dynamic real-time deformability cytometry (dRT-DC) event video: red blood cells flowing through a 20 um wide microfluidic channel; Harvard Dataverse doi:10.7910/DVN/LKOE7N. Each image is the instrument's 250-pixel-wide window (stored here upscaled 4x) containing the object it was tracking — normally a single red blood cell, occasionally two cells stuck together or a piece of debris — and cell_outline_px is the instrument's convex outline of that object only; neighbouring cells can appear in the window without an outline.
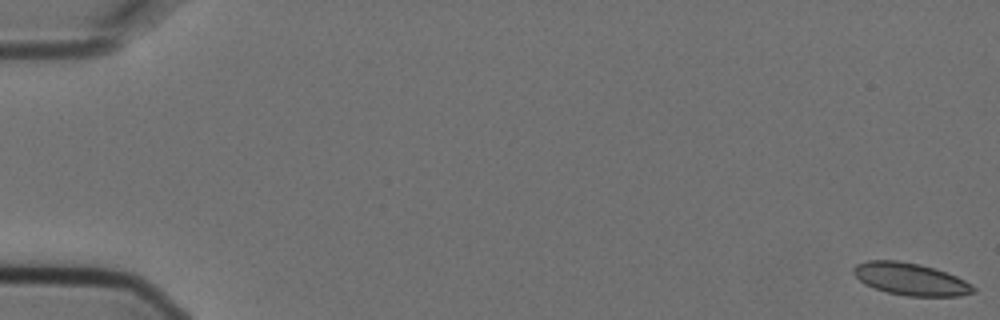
{"species": "Egyptian fruit bat (a non-hibernating species)", "species_latin": "Rousettus aegyptiacus", "temperature_condition": "cold", "stored_images_in_passage": 6, "camera_frame_rate_fps": 3000, "um_per_image_px": 0.085, "animal": {"sex": "female"}, "frame": {"image": 1, "passage_image": 1, "time_ms": 0.0, "image_size_px": [1000, 320], "cell_outline_px": [[976, 292], [960, 296], [908, 296], [888, 292], [864, 284], [852, 272], [852, 268], [856, 264], [868, 260], [896, 260], [920, 264], [936, 268], [948, 272], [972, 284], [976, 288]], "centroid_in_image_um": [77.42, 23.71], "position_along_channel_um": 7.6, "area_um2": 22.66}}